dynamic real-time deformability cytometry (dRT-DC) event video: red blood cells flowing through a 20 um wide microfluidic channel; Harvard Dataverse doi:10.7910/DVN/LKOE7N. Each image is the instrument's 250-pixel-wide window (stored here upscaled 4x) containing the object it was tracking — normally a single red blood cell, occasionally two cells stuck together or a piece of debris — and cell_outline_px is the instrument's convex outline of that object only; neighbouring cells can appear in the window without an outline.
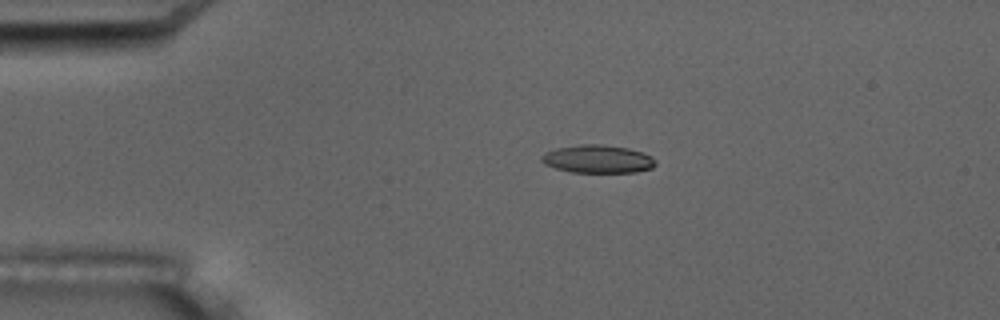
{"species": "common noctule bat (a hibernating species)", "species_latin": "Nyctalus noctula", "temperature_condition": "room temperature", "stored_images_in_passage": 5, "camera_frame_rate_fps": 3000, "um_per_image_px": 0.085, "animal": {"sex": "male", "body_mass_g": 17.5, "forearm_length_mm": 52.3}, "frame": {"image": 1, "passage_image": 4, "time_ms": 3.333, "image_size_px": [1000, 320], "cell_outline_px": [[656, 164], [652, 168], [636, 172], [572, 172], [556, 168], [544, 164], [540, 160], [540, 156], [556, 148], [580, 144], [600, 144], [628, 148], [652, 156], [656, 160]], "centroid_in_image_um": [50.81, 13.52], "position_along_channel_um": 34.2, "area_um2": 18.55}}